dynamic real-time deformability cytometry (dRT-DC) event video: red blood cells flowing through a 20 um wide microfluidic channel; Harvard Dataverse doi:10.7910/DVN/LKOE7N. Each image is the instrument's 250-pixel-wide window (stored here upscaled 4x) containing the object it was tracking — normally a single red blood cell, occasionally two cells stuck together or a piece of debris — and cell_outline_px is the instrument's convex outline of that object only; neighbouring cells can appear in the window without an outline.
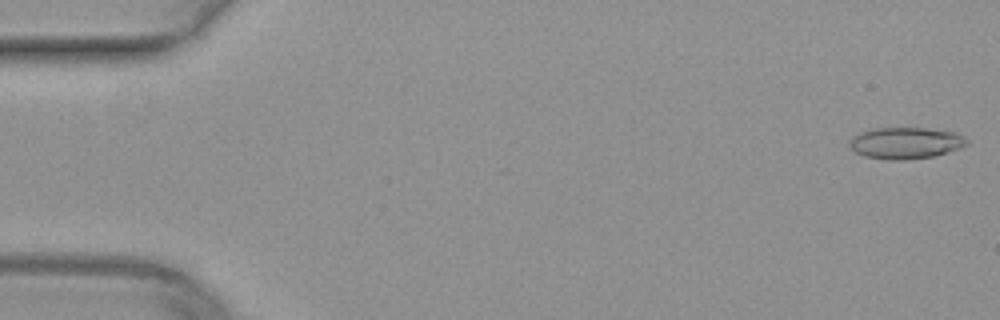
{"species": "common noctule bat (a hibernating species)", "species_latin": "Nyctalus noctula", "temperature_condition": "warm", "stored_images_in_passage": 11, "camera_frame_rate_fps": 3000, "um_per_image_px": 0.085, "animal": {"sex": "female", "body_mass_g": 29.2, "forearm_length_mm": 56.3}, "frame": {"image": 1, "passage_image": 1, "time_ms": 0.0, "image_size_px": [1000, 320], "cell_outline_px": [[968, 144], [960, 148], [948, 152], [932, 156], [904, 160], [888, 160], [864, 156], [856, 152], [848, 144], [848, 140], [852, 136], [860, 132], [872, 128], [924, 128], [956, 132], [964, 136], [968, 140]], "centroid_in_image_um": [76.96, 12.15], "position_along_channel_um": 8.0, "area_um2": 21.68}}